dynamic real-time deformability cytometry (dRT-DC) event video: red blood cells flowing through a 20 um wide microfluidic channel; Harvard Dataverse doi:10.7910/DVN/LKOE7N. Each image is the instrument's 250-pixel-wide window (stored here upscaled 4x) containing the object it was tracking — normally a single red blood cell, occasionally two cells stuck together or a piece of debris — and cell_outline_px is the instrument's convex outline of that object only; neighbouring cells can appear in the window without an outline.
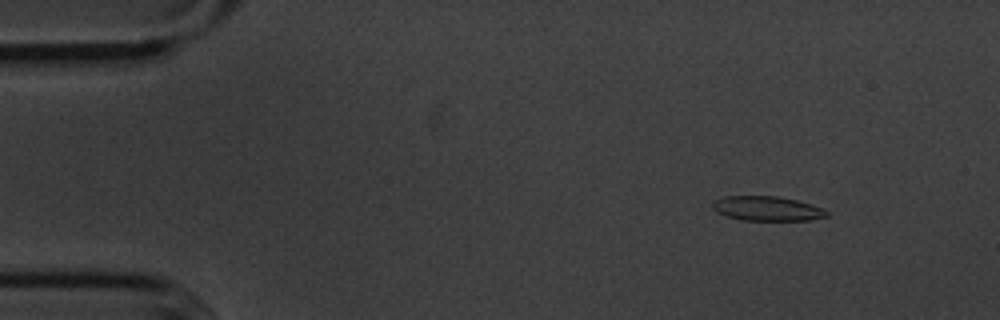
{"species": "common noctule bat (a hibernating species)", "species_latin": "Nyctalus noctula", "temperature_condition": "cold", "stored_images_in_passage": 56, "camera_frame_rate_fps": 3000, "um_per_image_px": 0.085, "animal": {"sex": "male", "body_mass_g": 20.1, "forearm_length_mm": 53.5}, "frame": {"image": 1, "passage_image": 7, "time_ms": 2.0, "image_size_px": [1000, 320], "cell_outline_px": [[828, 216], [808, 220], [740, 220], [724, 216], [716, 212], [712, 208], [712, 200], [724, 196], [780, 196], [812, 204], [824, 208], [828, 212]], "centroid_in_image_um": [65.16, 17.72], "position_along_channel_um": 19.8, "area_um2": 16.59}}
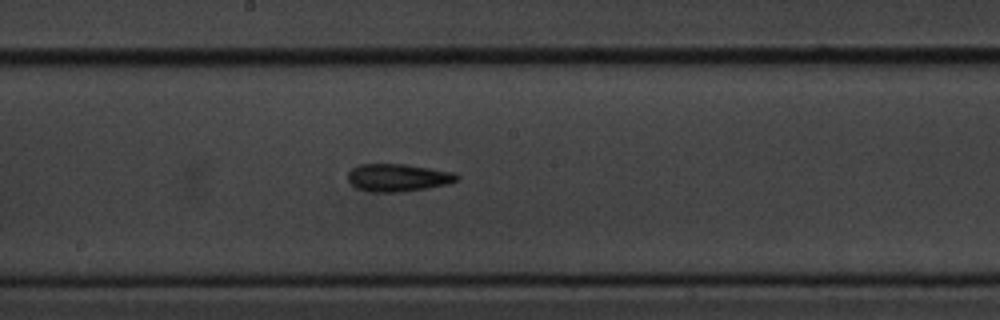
{"frame": {"image": 2, "passage_image": 30, "time_ms": 9.667, "image_size_px": [1000, 320], "cell_outline_px": [[460, 176], [456, 180], [448, 184], [400, 192], [368, 192], [356, 188], [348, 180], [348, 172], [352, 168], [360, 164], [404, 164], [452, 172]], "centroid_in_image_um": [33.77, 15.1], "position_along_channel_um": 214.4, "area_um2": 17.4}}
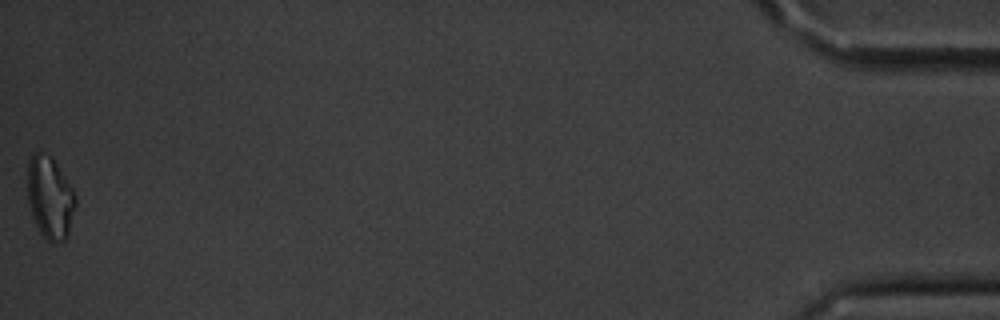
{"frame": {"image": 3, "passage_image": 56, "time_ms": 18.333, "image_size_px": [1000, 320], "cell_outline_px": [[76, 204], [68, 236], [60, 244], [52, 244], [40, 232], [32, 216], [28, 200], [28, 160], [36, 152], [40, 152], [48, 156], [56, 164], [72, 188], [76, 196]], "centroid_in_image_um": [4.26, 16.87], "position_along_channel_um": 430.9, "area_um2": 22.83}, "authors_computed_cell_mechanics": {"area_um2": 17.1088, "velocity_mm_per_s": 3.6034, "shape_relaxation_time_tau1_ms": 9.7332, "shape_relaxation_time_tau2_ms": 9.3383, "deformation_change_tau1": 0.1907, "deformation_change_tau2": 0.2031}}